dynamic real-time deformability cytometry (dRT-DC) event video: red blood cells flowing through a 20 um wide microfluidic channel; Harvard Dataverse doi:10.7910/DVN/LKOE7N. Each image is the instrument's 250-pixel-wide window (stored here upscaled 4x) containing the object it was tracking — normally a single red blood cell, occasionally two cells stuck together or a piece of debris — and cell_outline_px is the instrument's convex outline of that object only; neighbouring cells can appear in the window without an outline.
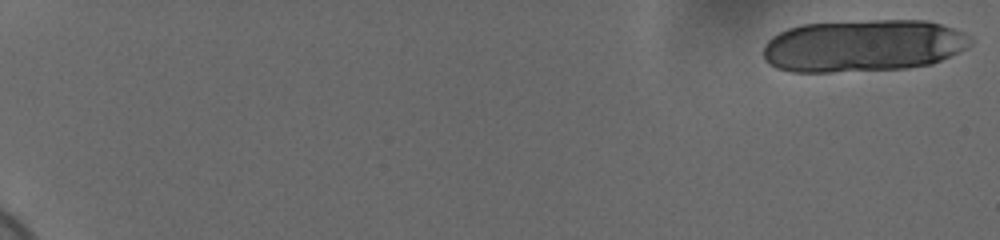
{"species": "human", "species_latin": "Homo sapiens", "temperature_condition": "cold", "stored_images_in_passage": 21, "camera_frame_rate_fps": 3000, "um_per_image_px": 0.085, "donor": {"sex": "female"}, "frame": {"image": 1, "passage_image": 1, "time_ms": 0.0, "image_size_px": [1000, 240], "cell_outline_px": [[972, 44], [968, 48], [932, 64], [908, 68], [832, 72], [792, 72], [776, 68], [768, 64], [764, 60], [764, 44], [772, 36], [788, 28], [804, 24], [868, 20], [928, 20], [964, 32], [972, 36]], "centroid_in_image_um": [73.38, 3.89], "position_along_channel_um": 11.6, "area_um2": 63.7}}
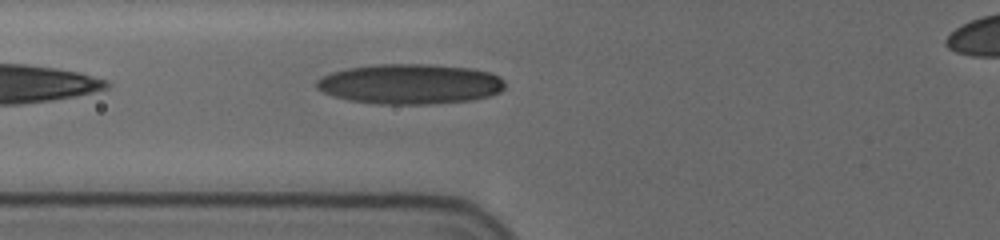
{"frame": {"image": 2, "passage_image": 18, "time_ms": 5.667, "image_size_px": [1000, 240], "cell_outline_px": [[504, 88], [500, 92], [488, 96], [472, 100], [432, 104], [380, 104], [348, 100], [324, 92], [316, 88], [316, 80], [332, 72], [348, 68], [376, 64], [432, 64], [472, 68], [488, 72], [500, 76], [504, 80]], "centroid_in_image_um": [34.88, 7.14], "position_along_channel_um": 90.9, "area_um2": 44.1}}
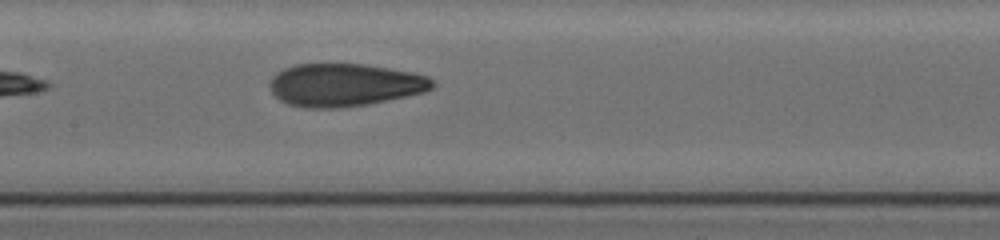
{"frame": {"image": 3, "passage_image": 21, "time_ms": 6.667, "image_size_px": [1000, 240], "cell_outline_px": [[436, 84], [432, 88], [424, 92], [368, 104], [340, 108], [304, 108], [288, 104], [280, 100], [272, 92], [268, 84], [272, 76], [284, 68], [296, 64], [364, 64], [412, 72], [428, 76], [436, 80]], "centroid_in_image_um": [29.29, 7.22], "position_along_channel_um": 178.1, "area_um2": 40.75}}